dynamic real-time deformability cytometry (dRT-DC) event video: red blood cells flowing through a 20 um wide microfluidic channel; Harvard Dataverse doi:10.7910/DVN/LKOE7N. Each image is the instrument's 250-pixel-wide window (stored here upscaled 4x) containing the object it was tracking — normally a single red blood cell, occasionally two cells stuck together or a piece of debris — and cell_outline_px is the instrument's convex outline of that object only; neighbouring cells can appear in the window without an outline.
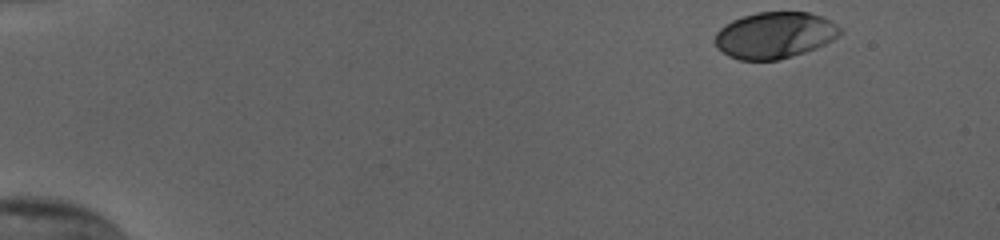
{"species": "human", "species_latin": "Homo sapiens", "temperature_condition": "cold", "stored_images_in_passage": 42, "camera_frame_rate_fps": 3000, "um_per_image_px": 0.085, "donor": {"sex": "female"}, "frame": {"image": 1, "passage_image": 1, "time_ms": 0.0, "image_size_px": [1000, 240], "cell_outline_px": [[844, 28], [832, 40], [816, 48], [780, 60], [740, 60], [728, 56], [716, 48], [716, 32], [720, 28], [732, 20], [756, 12], [808, 12], [820, 16]], "centroid_in_image_um": [65.83, 3.0], "position_along_channel_um": 19.2, "area_um2": 33.7}}
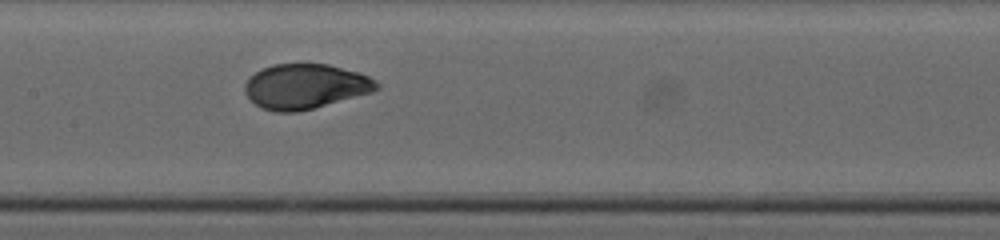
{"frame": {"image": 2, "passage_image": 24, "time_ms": 7.667, "image_size_px": [1000, 240], "cell_outline_px": [[380, 88], [372, 92], [312, 108], [296, 112], [276, 112], [260, 108], [244, 92], [244, 84], [260, 68], [272, 64], [328, 64], [360, 72], [376, 80], [380, 84]], "centroid_in_image_um": [25.96, 7.33], "position_along_channel_um": 181.4, "area_um2": 34.45}}
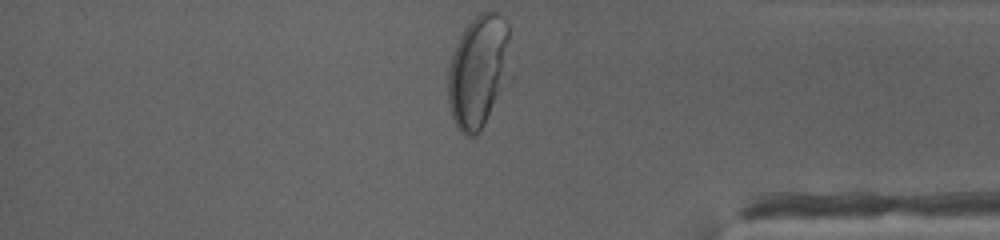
{"frame": {"image": 3, "passage_image": 42, "time_ms": 13.667, "image_size_px": [1000, 240], "cell_outline_px": [[508, 36], [504, 76], [496, 96], [484, 124], [480, 132], [476, 136], [464, 136], [460, 132], [452, 116], [448, 100], [448, 68], [456, 44], [464, 28], [480, 12], [500, 12], [504, 16], [508, 24]], "centroid_in_image_um": [40.57, 6.03], "position_along_channel_um": 394.6, "area_um2": 39.3}, "authors_computed_cell_mechanics": {"area_um2": 34.391, "velocity_mm_per_s": 3.8105, "shape_relaxation_time_tau1_ms": 3.5297, "shape_relaxation_time_tau2_ms": null, "deformation_change_tau1": 0.1638, "deformation_change_tau2": null}}